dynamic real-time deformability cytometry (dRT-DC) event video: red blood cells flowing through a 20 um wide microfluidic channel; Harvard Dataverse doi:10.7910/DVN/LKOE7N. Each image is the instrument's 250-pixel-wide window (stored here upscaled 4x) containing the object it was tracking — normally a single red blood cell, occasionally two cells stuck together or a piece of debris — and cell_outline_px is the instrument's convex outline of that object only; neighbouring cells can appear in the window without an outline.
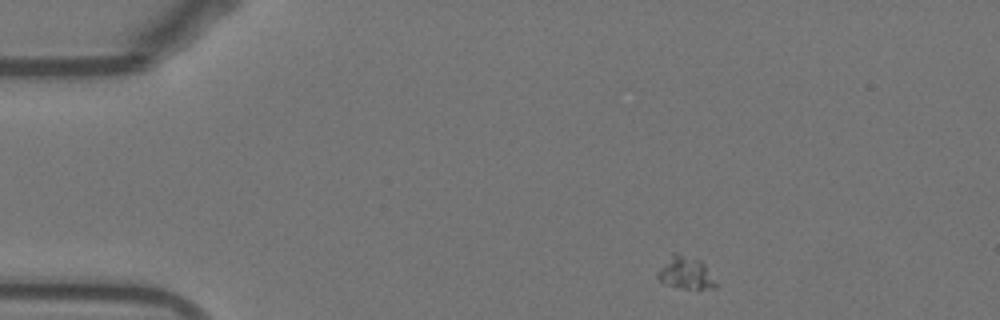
{"species": "Egyptian fruit bat (a non-hibernating species)", "species_latin": "Rousettus aegyptiacus", "temperature_condition": "warm", "stored_images_in_passage": 46, "camera_frame_rate_fps": 3000, "um_per_image_px": 0.085, "animal": {"sex": "female"}, "frame": {"image": 1, "passage_image": 1, "time_ms": 0.0, "image_size_px": [1000, 320], "cell_outline_px": [[720, 284], [716, 288], [684, 288], [664, 284], [656, 276], [656, 272], [672, 252], [676, 252], [700, 260], [704, 264]], "centroid_in_image_um": [58.3, 23.19], "position_along_channel_um": 26.7, "area_um2": 11.16}}
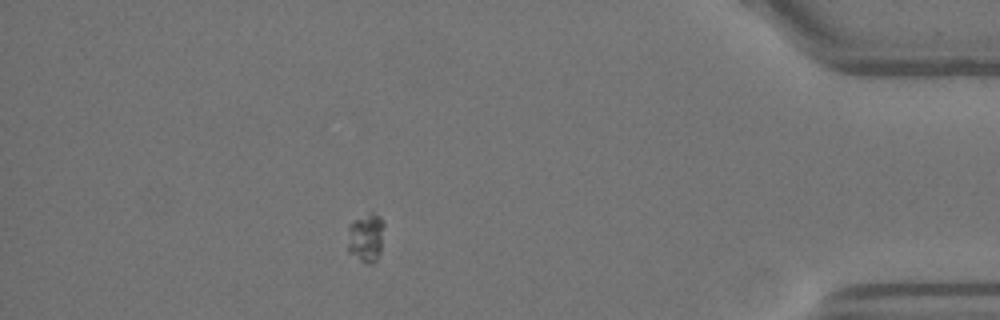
{"frame": {"image": 2, "passage_image": 40, "time_ms": 13.0, "image_size_px": [1000, 320], "cell_outline_px": [[384, 224], [380, 252], [376, 260], [372, 264], [368, 264], [360, 260], [348, 252], [348, 224], [352, 220], [372, 212], [380, 216], [384, 220]], "centroid_in_image_um": [31.1, 20.18], "position_along_channel_um": 404.1, "area_um2": 10.52}, "authors_computed_cell_mechanics": {"area_um2": 10.1439, "velocity_mm_per_s": 3.7538, "shape_relaxation_time_tau1_ms": 1.7893, "shape_relaxation_time_tau2_ms": null, "deformation_change_tau1": 0.0275, "deformation_change_tau2": null}}